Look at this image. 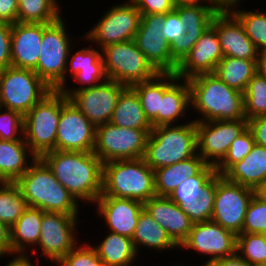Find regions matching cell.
Listing matches in <instances>:
<instances>
[{
	"label": "cell",
	"mask_w": 266,
	"mask_h": 266,
	"mask_svg": "<svg viewBox=\"0 0 266 266\" xmlns=\"http://www.w3.org/2000/svg\"><path fill=\"white\" fill-rule=\"evenodd\" d=\"M60 116L61 90H52L24 115L23 137L37 157L55 150Z\"/></svg>",
	"instance_id": "cell-8"
},
{
	"label": "cell",
	"mask_w": 266,
	"mask_h": 266,
	"mask_svg": "<svg viewBox=\"0 0 266 266\" xmlns=\"http://www.w3.org/2000/svg\"><path fill=\"white\" fill-rule=\"evenodd\" d=\"M223 57L216 30L210 25L178 65L175 74L189 79L199 74L214 73Z\"/></svg>",
	"instance_id": "cell-20"
},
{
	"label": "cell",
	"mask_w": 266,
	"mask_h": 266,
	"mask_svg": "<svg viewBox=\"0 0 266 266\" xmlns=\"http://www.w3.org/2000/svg\"><path fill=\"white\" fill-rule=\"evenodd\" d=\"M260 266H266V262L265 263H262Z\"/></svg>",
	"instance_id": "cell-60"
},
{
	"label": "cell",
	"mask_w": 266,
	"mask_h": 266,
	"mask_svg": "<svg viewBox=\"0 0 266 266\" xmlns=\"http://www.w3.org/2000/svg\"><path fill=\"white\" fill-rule=\"evenodd\" d=\"M258 193L266 200V185L262 187Z\"/></svg>",
	"instance_id": "cell-58"
},
{
	"label": "cell",
	"mask_w": 266,
	"mask_h": 266,
	"mask_svg": "<svg viewBox=\"0 0 266 266\" xmlns=\"http://www.w3.org/2000/svg\"><path fill=\"white\" fill-rule=\"evenodd\" d=\"M12 25L0 22V73L11 66Z\"/></svg>",
	"instance_id": "cell-49"
},
{
	"label": "cell",
	"mask_w": 266,
	"mask_h": 266,
	"mask_svg": "<svg viewBox=\"0 0 266 266\" xmlns=\"http://www.w3.org/2000/svg\"><path fill=\"white\" fill-rule=\"evenodd\" d=\"M110 122L119 127L153 129L142 109L139 96L130 86H126L119 94Z\"/></svg>",
	"instance_id": "cell-31"
},
{
	"label": "cell",
	"mask_w": 266,
	"mask_h": 266,
	"mask_svg": "<svg viewBox=\"0 0 266 266\" xmlns=\"http://www.w3.org/2000/svg\"><path fill=\"white\" fill-rule=\"evenodd\" d=\"M243 97L247 121L266 115V80L264 78L256 73L247 84Z\"/></svg>",
	"instance_id": "cell-39"
},
{
	"label": "cell",
	"mask_w": 266,
	"mask_h": 266,
	"mask_svg": "<svg viewBox=\"0 0 266 266\" xmlns=\"http://www.w3.org/2000/svg\"><path fill=\"white\" fill-rule=\"evenodd\" d=\"M152 129L119 127L111 122L96 127L93 153L106 163L113 160L143 158Z\"/></svg>",
	"instance_id": "cell-10"
},
{
	"label": "cell",
	"mask_w": 266,
	"mask_h": 266,
	"mask_svg": "<svg viewBox=\"0 0 266 266\" xmlns=\"http://www.w3.org/2000/svg\"><path fill=\"white\" fill-rule=\"evenodd\" d=\"M28 207L43 212L80 215L79 202L56 179L52 170L40 158H36L28 170L15 182Z\"/></svg>",
	"instance_id": "cell-3"
},
{
	"label": "cell",
	"mask_w": 266,
	"mask_h": 266,
	"mask_svg": "<svg viewBox=\"0 0 266 266\" xmlns=\"http://www.w3.org/2000/svg\"><path fill=\"white\" fill-rule=\"evenodd\" d=\"M96 127L61 91V116L55 150L92 152Z\"/></svg>",
	"instance_id": "cell-15"
},
{
	"label": "cell",
	"mask_w": 266,
	"mask_h": 266,
	"mask_svg": "<svg viewBox=\"0 0 266 266\" xmlns=\"http://www.w3.org/2000/svg\"><path fill=\"white\" fill-rule=\"evenodd\" d=\"M41 222L42 210L27 207L10 228L11 252H29L32 246L36 247L40 238Z\"/></svg>",
	"instance_id": "cell-32"
},
{
	"label": "cell",
	"mask_w": 266,
	"mask_h": 266,
	"mask_svg": "<svg viewBox=\"0 0 266 266\" xmlns=\"http://www.w3.org/2000/svg\"><path fill=\"white\" fill-rule=\"evenodd\" d=\"M191 108L199 116L194 121L245 119L243 93L230 88L215 73L191 77Z\"/></svg>",
	"instance_id": "cell-2"
},
{
	"label": "cell",
	"mask_w": 266,
	"mask_h": 266,
	"mask_svg": "<svg viewBox=\"0 0 266 266\" xmlns=\"http://www.w3.org/2000/svg\"><path fill=\"white\" fill-rule=\"evenodd\" d=\"M207 164L197 154L191 158L154 170L155 192L157 196L169 197L186 177L197 175Z\"/></svg>",
	"instance_id": "cell-29"
},
{
	"label": "cell",
	"mask_w": 266,
	"mask_h": 266,
	"mask_svg": "<svg viewBox=\"0 0 266 266\" xmlns=\"http://www.w3.org/2000/svg\"><path fill=\"white\" fill-rule=\"evenodd\" d=\"M79 216L42 211L40 238L33 252L41 249L39 255L56 265L79 243L76 235Z\"/></svg>",
	"instance_id": "cell-13"
},
{
	"label": "cell",
	"mask_w": 266,
	"mask_h": 266,
	"mask_svg": "<svg viewBox=\"0 0 266 266\" xmlns=\"http://www.w3.org/2000/svg\"><path fill=\"white\" fill-rule=\"evenodd\" d=\"M237 235L226 230L220 224L213 221L193 223L186 240L180 245V250L196 251L207 257L204 263L206 266L210 262L223 257L232 256L236 253Z\"/></svg>",
	"instance_id": "cell-17"
},
{
	"label": "cell",
	"mask_w": 266,
	"mask_h": 266,
	"mask_svg": "<svg viewBox=\"0 0 266 266\" xmlns=\"http://www.w3.org/2000/svg\"><path fill=\"white\" fill-rule=\"evenodd\" d=\"M164 14L141 15L134 42L159 73H176L178 64L172 59L170 44L163 37Z\"/></svg>",
	"instance_id": "cell-16"
},
{
	"label": "cell",
	"mask_w": 266,
	"mask_h": 266,
	"mask_svg": "<svg viewBox=\"0 0 266 266\" xmlns=\"http://www.w3.org/2000/svg\"><path fill=\"white\" fill-rule=\"evenodd\" d=\"M256 71L259 76L266 80V50L258 51Z\"/></svg>",
	"instance_id": "cell-56"
},
{
	"label": "cell",
	"mask_w": 266,
	"mask_h": 266,
	"mask_svg": "<svg viewBox=\"0 0 266 266\" xmlns=\"http://www.w3.org/2000/svg\"><path fill=\"white\" fill-rule=\"evenodd\" d=\"M59 0H18L17 22L50 24L63 16Z\"/></svg>",
	"instance_id": "cell-35"
},
{
	"label": "cell",
	"mask_w": 266,
	"mask_h": 266,
	"mask_svg": "<svg viewBox=\"0 0 266 266\" xmlns=\"http://www.w3.org/2000/svg\"><path fill=\"white\" fill-rule=\"evenodd\" d=\"M248 127L246 119L197 121V154L207 165L216 167L231 143Z\"/></svg>",
	"instance_id": "cell-14"
},
{
	"label": "cell",
	"mask_w": 266,
	"mask_h": 266,
	"mask_svg": "<svg viewBox=\"0 0 266 266\" xmlns=\"http://www.w3.org/2000/svg\"><path fill=\"white\" fill-rule=\"evenodd\" d=\"M141 15L147 14H166L175 10L173 0H130Z\"/></svg>",
	"instance_id": "cell-48"
},
{
	"label": "cell",
	"mask_w": 266,
	"mask_h": 266,
	"mask_svg": "<svg viewBox=\"0 0 266 266\" xmlns=\"http://www.w3.org/2000/svg\"><path fill=\"white\" fill-rule=\"evenodd\" d=\"M90 46L78 51L76 50L74 54H72L73 48L70 49L71 53H69L67 58L64 73V87L60 89L68 98L76 91L100 85L107 80L101 57V49L91 48ZM68 74H71L72 80L79 84L77 85L78 87L67 88L66 81L68 82V78L66 77L69 76Z\"/></svg>",
	"instance_id": "cell-19"
},
{
	"label": "cell",
	"mask_w": 266,
	"mask_h": 266,
	"mask_svg": "<svg viewBox=\"0 0 266 266\" xmlns=\"http://www.w3.org/2000/svg\"><path fill=\"white\" fill-rule=\"evenodd\" d=\"M25 198L15 182H0V221L9 229L27 208Z\"/></svg>",
	"instance_id": "cell-37"
},
{
	"label": "cell",
	"mask_w": 266,
	"mask_h": 266,
	"mask_svg": "<svg viewBox=\"0 0 266 266\" xmlns=\"http://www.w3.org/2000/svg\"><path fill=\"white\" fill-rule=\"evenodd\" d=\"M90 244H77L57 263V266H104L96 249Z\"/></svg>",
	"instance_id": "cell-45"
},
{
	"label": "cell",
	"mask_w": 266,
	"mask_h": 266,
	"mask_svg": "<svg viewBox=\"0 0 266 266\" xmlns=\"http://www.w3.org/2000/svg\"><path fill=\"white\" fill-rule=\"evenodd\" d=\"M175 10L185 25V34L170 45L172 59L179 65L217 13L212 5H183L176 6Z\"/></svg>",
	"instance_id": "cell-22"
},
{
	"label": "cell",
	"mask_w": 266,
	"mask_h": 266,
	"mask_svg": "<svg viewBox=\"0 0 266 266\" xmlns=\"http://www.w3.org/2000/svg\"><path fill=\"white\" fill-rule=\"evenodd\" d=\"M242 233L266 234V200L258 192L248 205Z\"/></svg>",
	"instance_id": "cell-44"
},
{
	"label": "cell",
	"mask_w": 266,
	"mask_h": 266,
	"mask_svg": "<svg viewBox=\"0 0 266 266\" xmlns=\"http://www.w3.org/2000/svg\"><path fill=\"white\" fill-rule=\"evenodd\" d=\"M36 158L25 140H0V182H16Z\"/></svg>",
	"instance_id": "cell-28"
},
{
	"label": "cell",
	"mask_w": 266,
	"mask_h": 266,
	"mask_svg": "<svg viewBox=\"0 0 266 266\" xmlns=\"http://www.w3.org/2000/svg\"><path fill=\"white\" fill-rule=\"evenodd\" d=\"M132 241L138 254H140L139 251L141 247L151 248V250L154 249L159 252L169 249H179L168 236L167 232L145 209H143L139 215Z\"/></svg>",
	"instance_id": "cell-33"
},
{
	"label": "cell",
	"mask_w": 266,
	"mask_h": 266,
	"mask_svg": "<svg viewBox=\"0 0 266 266\" xmlns=\"http://www.w3.org/2000/svg\"><path fill=\"white\" fill-rule=\"evenodd\" d=\"M163 21L164 26L161 32L170 45L185 34V25L176 10L166 13Z\"/></svg>",
	"instance_id": "cell-47"
},
{
	"label": "cell",
	"mask_w": 266,
	"mask_h": 266,
	"mask_svg": "<svg viewBox=\"0 0 266 266\" xmlns=\"http://www.w3.org/2000/svg\"><path fill=\"white\" fill-rule=\"evenodd\" d=\"M40 158L78 202L94 206L102 193L103 163L93 151L51 150Z\"/></svg>",
	"instance_id": "cell-1"
},
{
	"label": "cell",
	"mask_w": 266,
	"mask_h": 266,
	"mask_svg": "<svg viewBox=\"0 0 266 266\" xmlns=\"http://www.w3.org/2000/svg\"><path fill=\"white\" fill-rule=\"evenodd\" d=\"M126 86L113 80L74 92L68 99L95 126L111 121L119 94Z\"/></svg>",
	"instance_id": "cell-18"
},
{
	"label": "cell",
	"mask_w": 266,
	"mask_h": 266,
	"mask_svg": "<svg viewBox=\"0 0 266 266\" xmlns=\"http://www.w3.org/2000/svg\"><path fill=\"white\" fill-rule=\"evenodd\" d=\"M106 233L98 245L92 244L104 266H133L139 255L132 239L112 231Z\"/></svg>",
	"instance_id": "cell-30"
},
{
	"label": "cell",
	"mask_w": 266,
	"mask_h": 266,
	"mask_svg": "<svg viewBox=\"0 0 266 266\" xmlns=\"http://www.w3.org/2000/svg\"><path fill=\"white\" fill-rule=\"evenodd\" d=\"M9 254L10 256H13V259L10 261L8 260V263L5 266H36L31 262L32 259H30L27 252H9L8 256Z\"/></svg>",
	"instance_id": "cell-55"
},
{
	"label": "cell",
	"mask_w": 266,
	"mask_h": 266,
	"mask_svg": "<svg viewBox=\"0 0 266 266\" xmlns=\"http://www.w3.org/2000/svg\"><path fill=\"white\" fill-rule=\"evenodd\" d=\"M216 193V175L202 188L200 197L183 206L184 212L193 223L207 222L212 218Z\"/></svg>",
	"instance_id": "cell-42"
},
{
	"label": "cell",
	"mask_w": 266,
	"mask_h": 266,
	"mask_svg": "<svg viewBox=\"0 0 266 266\" xmlns=\"http://www.w3.org/2000/svg\"><path fill=\"white\" fill-rule=\"evenodd\" d=\"M52 90L33 70L10 66L0 73V107L23 116Z\"/></svg>",
	"instance_id": "cell-9"
},
{
	"label": "cell",
	"mask_w": 266,
	"mask_h": 266,
	"mask_svg": "<svg viewBox=\"0 0 266 266\" xmlns=\"http://www.w3.org/2000/svg\"><path fill=\"white\" fill-rule=\"evenodd\" d=\"M18 0H0V22L13 25L17 22Z\"/></svg>",
	"instance_id": "cell-51"
},
{
	"label": "cell",
	"mask_w": 266,
	"mask_h": 266,
	"mask_svg": "<svg viewBox=\"0 0 266 266\" xmlns=\"http://www.w3.org/2000/svg\"><path fill=\"white\" fill-rule=\"evenodd\" d=\"M9 252H11L10 229L0 221V257L4 258Z\"/></svg>",
	"instance_id": "cell-54"
},
{
	"label": "cell",
	"mask_w": 266,
	"mask_h": 266,
	"mask_svg": "<svg viewBox=\"0 0 266 266\" xmlns=\"http://www.w3.org/2000/svg\"><path fill=\"white\" fill-rule=\"evenodd\" d=\"M190 107L188 80L179 78L175 73H164V94L160 97L158 126L177 125V122L183 124L179 120L187 115Z\"/></svg>",
	"instance_id": "cell-26"
},
{
	"label": "cell",
	"mask_w": 266,
	"mask_h": 266,
	"mask_svg": "<svg viewBox=\"0 0 266 266\" xmlns=\"http://www.w3.org/2000/svg\"><path fill=\"white\" fill-rule=\"evenodd\" d=\"M255 144L266 147V115L248 120Z\"/></svg>",
	"instance_id": "cell-50"
},
{
	"label": "cell",
	"mask_w": 266,
	"mask_h": 266,
	"mask_svg": "<svg viewBox=\"0 0 266 266\" xmlns=\"http://www.w3.org/2000/svg\"><path fill=\"white\" fill-rule=\"evenodd\" d=\"M216 175L215 167L206 165L197 175L186 177L169 196L180 206H185L200 197L202 188Z\"/></svg>",
	"instance_id": "cell-38"
},
{
	"label": "cell",
	"mask_w": 266,
	"mask_h": 266,
	"mask_svg": "<svg viewBox=\"0 0 266 266\" xmlns=\"http://www.w3.org/2000/svg\"><path fill=\"white\" fill-rule=\"evenodd\" d=\"M100 196L134 199L145 203L156 196L154 170L143 158L106 162L103 164Z\"/></svg>",
	"instance_id": "cell-5"
},
{
	"label": "cell",
	"mask_w": 266,
	"mask_h": 266,
	"mask_svg": "<svg viewBox=\"0 0 266 266\" xmlns=\"http://www.w3.org/2000/svg\"><path fill=\"white\" fill-rule=\"evenodd\" d=\"M223 176L258 192L266 185V147L255 144L252 150L240 162L233 164Z\"/></svg>",
	"instance_id": "cell-27"
},
{
	"label": "cell",
	"mask_w": 266,
	"mask_h": 266,
	"mask_svg": "<svg viewBox=\"0 0 266 266\" xmlns=\"http://www.w3.org/2000/svg\"><path fill=\"white\" fill-rule=\"evenodd\" d=\"M257 192L216 174V193L211 221L235 235L242 233L248 205Z\"/></svg>",
	"instance_id": "cell-12"
},
{
	"label": "cell",
	"mask_w": 266,
	"mask_h": 266,
	"mask_svg": "<svg viewBox=\"0 0 266 266\" xmlns=\"http://www.w3.org/2000/svg\"><path fill=\"white\" fill-rule=\"evenodd\" d=\"M141 13L127 0L115 4L99 19L82 38L102 49L107 45L133 40L139 29Z\"/></svg>",
	"instance_id": "cell-11"
},
{
	"label": "cell",
	"mask_w": 266,
	"mask_h": 266,
	"mask_svg": "<svg viewBox=\"0 0 266 266\" xmlns=\"http://www.w3.org/2000/svg\"><path fill=\"white\" fill-rule=\"evenodd\" d=\"M211 26L216 30L224 57L256 60L258 50L233 13H217Z\"/></svg>",
	"instance_id": "cell-23"
},
{
	"label": "cell",
	"mask_w": 266,
	"mask_h": 266,
	"mask_svg": "<svg viewBox=\"0 0 266 266\" xmlns=\"http://www.w3.org/2000/svg\"><path fill=\"white\" fill-rule=\"evenodd\" d=\"M237 9L233 14L243 24L246 34L258 51L266 50V11Z\"/></svg>",
	"instance_id": "cell-40"
},
{
	"label": "cell",
	"mask_w": 266,
	"mask_h": 266,
	"mask_svg": "<svg viewBox=\"0 0 266 266\" xmlns=\"http://www.w3.org/2000/svg\"><path fill=\"white\" fill-rule=\"evenodd\" d=\"M214 73L230 88L244 93L249 81L256 75V60L223 57Z\"/></svg>",
	"instance_id": "cell-34"
},
{
	"label": "cell",
	"mask_w": 266,
	"mask_h": 266,
	"mask_svg": "<svg viewBox=\"0 0 266 266\" xmlns=\"http://www.w3.org/2000/svg\"><path fill=\"white\" fill-rule=\"evenodd\" d=\"M173 266H184V265H183V264H182V265H181V264L179 265L178 263H177V264L174 263ZM186 266H187V265H186ZM201 266H205V265L203 264V265H201Z\"/></svg>",
	"instance_id": "cell-59"
},
{
	"label": "cell",
	"mask_w": 266,
	"mask_h": 266,
	"mask_svg": "<svg viewBox=\"0 0 266 266\" xmlns=\"http://www.w3.org/2000/svg\"><path fill=\"white\" fill-rule=\"evenodd\" d=\"M42 38L43 23H14L11 31V66L34 71Z\"/></svg>",
	"instance_id": "cell-25"
},
{
	"label": "cell",
	"mask_w": 266,
	"mask_h": 266,
	"mask_svg": "<svg viewBox=\"0 0 266 266\" xmlns=\"http://www.w3.org/2000/svg\"><path fill=\"white\" fill-rule=\"evenodd\" d=\"M101 57L107 79L125 86L151 80L159 74L134 40L107 45L101 49Z\"/></svg>",
	"instance_id": "cell-7"
},
{
	"label": "cell",
	"mask_w": 266,
	"mask_h": 266,
	"mask_svg": "<svg viewBox=\"0 0 266 266\" xmlns=\"http://www.w3.org/2000/svg\"><path fill=\"white\" fill-rule=\"evenodd\" d=\"M175 6L183 5H211V0H173Z\"/></svg>",
	"instance_id": "cell-57"
},
{
	"label": "cell",
	"mask_w": 266,
	"mask_h": 266,
	"mask_svg": "<svg viewBox=\"0 0 266 266\" xmlns=\"http://www.w3.org/2000/svg\"><path fill=\"white\" fill-rule=\"evenodd\" d=\"M236 252L252 266L266 262V234L240 233Z\"/></svg>",
	"instance_id": "cell-41"
},
{
	"label": "cell",
	"mask_w": 266,
	"mask_h": 266,
	"mask_svg": "<svg viewBox=\"0 0 266 266\" xmlns=\"http://www.w3.org/2000/svg\"><path fill=\"white\" fill-rule=\"evenodd\" d=\"M97 214L103 217L107 231L132 239L144 203L134 199L99 196L94 203Z\"/></svg>",
	"instance_id": "cell-21"
},
{
	"label": "cell",
	"mask_w": 266,
	"mask_h": 266,
	"mask_svg": "<svg viewBox=\"0 0 266 266\" xmlns=\"http://www.w3.org/2000/svg\"><path fill=\"white\" fill-rule=\"evenodd\" d=\"M144 209L167 232L178 246L186 240L193 222L182 206L167 196H154L144 203Z\"/></svg>",
	"instance_id": "cell-24"
},
{
	"label": "cell",
	"mask_w": 266,
	"mask_h": 266,
	"mask_svg": "<svg viewBox=\"0 0 266 266\" xmlns=\"http://www.w3.org/2000/svg\"><path fill=\"white\" fill-rule=\"evenodd\" d=\"M60 17L53 23H43V38L35 72L53 90L64 87V73L72 42Z\"/></svg>",
	"instance_id": "cell-6"
},
{
	"label": "cell",
	"mask_w": 266,
	"mask_h": 266,
	"mask_svg": "<svg viewBox=\"0 0 266 266\" xmlns=\"http://www.w3.org/2000/svg\"><path fill=\"white\" fill-rule=\"evenodd\" d=\"M154 127L147 139L143 159L153 170L197 155L196 121Z\"/></svg>",
	"instance_id": "cell-4"
},
{
	"label": "cell",
	"mask_w": 266,
	"mask_h": 266,
	"mask_svg": "<svg viewBox=\"0 0 266 266\" xmlns=\"http://www.w3.org/2000/svg\"><path fill=\"white\" fill-rule=\"evenodd\" d=\"M206 266H252L249 262L243 259L237 252L228 257L214 260Z\"/></svg>",
	"instance_id": "cell-53"
},
{
	"label": "cell",
	"mask_w": 266,
	"mask_h": 266,
	"mask_svg": "<svg viewBox=\"0 0 266 266\" xmlns=\"http://www.w3.org/2000/svg\"><path fill=\"white\" fill-rule=\"evenodd\" d=\"M242 1L244 3L245 0ZM241 3V0H211V5L216 13H234L240 8Z\"/></svg>",
	"instance_id": "cell-52"
},
{
	"label": "cell",
	"mask_w": 266,
	"mask_h": 266,
	"mask_svg": "<svg viewBox=\"0 0 266 266\" xmlns=\"http://www.w3.org/2000/svg\"><path fill=\"white\" fill-rule=\"evenodd\" d=\"M23 122L20 113L0 107V140H24Z\"/></svg>",
	"instance_id": "cell-46"
},
{
	"label": "cell",
	"mask_w": 266,
	"mask_h": 266,
	"mask_svg": "<svg viewBox=\"0 0 266 266\" xmlns=\"http://www.w3.org/2000/svg\"><path fill=\"white\" fill-rule=\"evenodd\" d=\"M131 87L139 96L142 109L152 127H157L160 97L164 94V73H159L153 79L136 83Z\"/></svg>",
	"instance_id": "cell-36"
},
{
	"label": "cell",
	"mask_w": 266,
	"mask_h": 266,
	"mask_svg": "<svg viewBox=\"0 0 266 266\" xmlns=\"http://www.w3.org/2000/svg\"><path fill=\"white\" fill-rule=\"evenodd\" d=\"M255 145L254 137L247 127L231 143L223 160L215 167L216 174L223 175L233 164L240 162Z\"/></svg>",
	"instance_id": "cell-43"
}]
</instances>
